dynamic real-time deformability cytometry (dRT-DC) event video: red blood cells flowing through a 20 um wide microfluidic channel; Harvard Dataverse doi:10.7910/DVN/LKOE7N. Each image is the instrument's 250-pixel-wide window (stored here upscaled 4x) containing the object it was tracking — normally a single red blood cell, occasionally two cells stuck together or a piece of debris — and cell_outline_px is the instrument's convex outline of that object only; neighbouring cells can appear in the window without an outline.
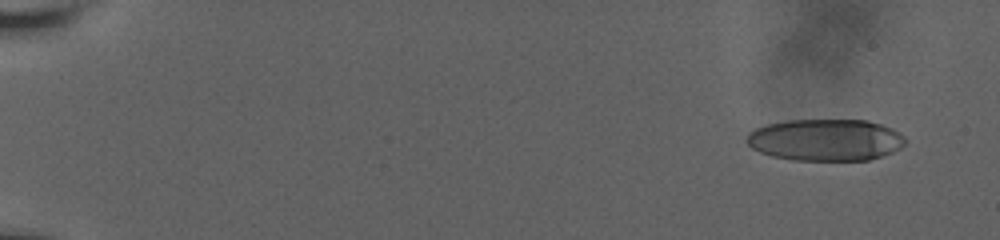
{"species": "human", "species_latin": "Homo sapiens", "temperature_condition": "room temperature", "stored_images_in_passage": 54, "camera_frame_rate_fps": 3000, "um_per_image_px": 0.085, "donor": {"sex": "male"}, "frame": {"image": 1, "passage_image": 1, "time_ms": 0.0, "image_size_px": [1000, 240], "cell_outline_px": [[908, 140], [900, 148], [892, 152], [868, 160], [792, 160], [772, 156], [760, 152], [752, 148], [748, 144], [748, 132], [756, 128], [768, 124], [788, 120], [868, 120], [892, 128], [900, 132]], "centroid_in_image_um": [70.2, 11.89], "position_along_channel_um": 14.8, "area_um2": 38.67}}
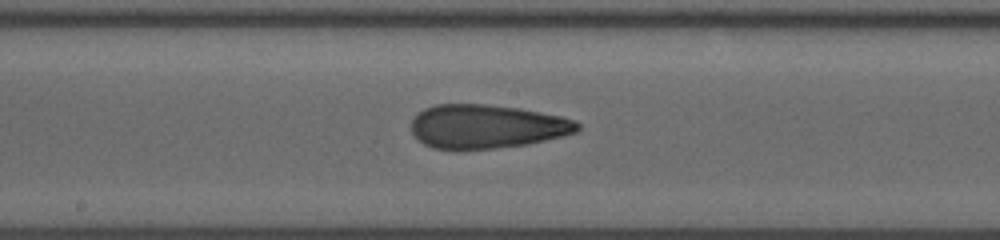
{"frame": {"image": 2, "passage_image": 30, "time_ms": 9.667, "image_size_px": [1000, 240], "cell_outline_px": [[580, 128], [576, 132], [528, 144], [464, 152], [432, 148], [424, 144], [412, 132], [412, 120], [424, 108], [436, 104], [484, 104], [520, 108], [560, 116], [572, 120], [580, 124]], "centroid_in_image_um": [41.32, 10.78], "position_along_channel_um": 206.9, "area_um2": 42.77}}
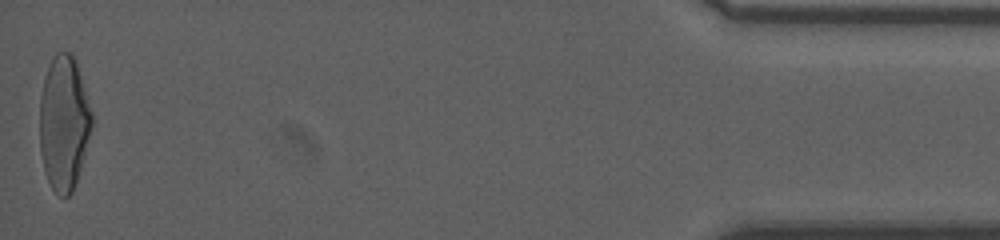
{"frame": {"image": 3, "passage_image": 54, "time_ms": 17.667, "image_size_px": [1000, 240], "cell_outline_px": [[92, 128], [84, 156], [72, 192], [68, 196], [60, 196], [52, 188], [48, 180], [44, 168], [40, 152], [40, 96], [44, 76], [52, 56], [56, 52], [68, 52], [76, 60], [92, 112]], "centroid_in_image_um": [5.42, 10.42], "position_along_channel_um": 429.8, "area_um2": 40.75}, "authors_computed_cell_mechanics": {"area_um2": 41.5004, "velocity_mm_per_s": 3.8276, "shape_relaxation_time_tau1_ms": 8.8477, "shape_relaxation_time_tau2_ms": 1.5967, "deformation_change_tau1": 0.2952, "deformation_change_tau2": 0.1067}}